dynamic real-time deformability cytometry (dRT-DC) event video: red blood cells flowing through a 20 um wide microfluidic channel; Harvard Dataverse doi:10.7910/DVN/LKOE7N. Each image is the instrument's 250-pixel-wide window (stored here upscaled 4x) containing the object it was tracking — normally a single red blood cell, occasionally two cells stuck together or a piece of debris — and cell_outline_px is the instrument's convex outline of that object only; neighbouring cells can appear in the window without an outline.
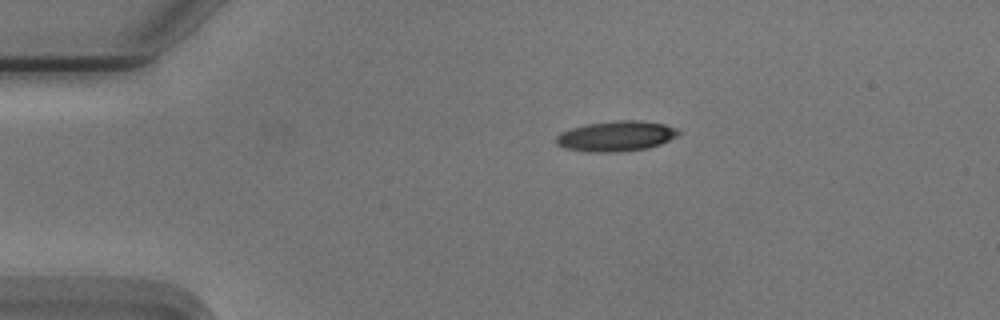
{"species": "Egyptian fruit bat (a non-hibernating species)", "species_latin": "Rousettus aegyptiacus", "temperature_condition": "cold", "stored_images_in_passage": 35, "camera_frame_rate_fps": 3000, "um_per_image_px": 0.085, "animal": {"sex": "male"}, "frame": {"image": 1, "passage_image": 1, "time_ms": 0.0, "image_size_px": [1000, 320], "cell_outline_px": [[684, 132], [660, 144], [648, 148], [620, 152], [588, 152], [564, 148], [556, 144], [556, 136], [560, 132], [572, 128], [588, 124], [612, 120], [640, 120], [664, 124], [676, 128]], "centroid_in_image_um": [52.38, 11.57], "position_along_channel_um": 32.6, "area_um2": 21.79}}
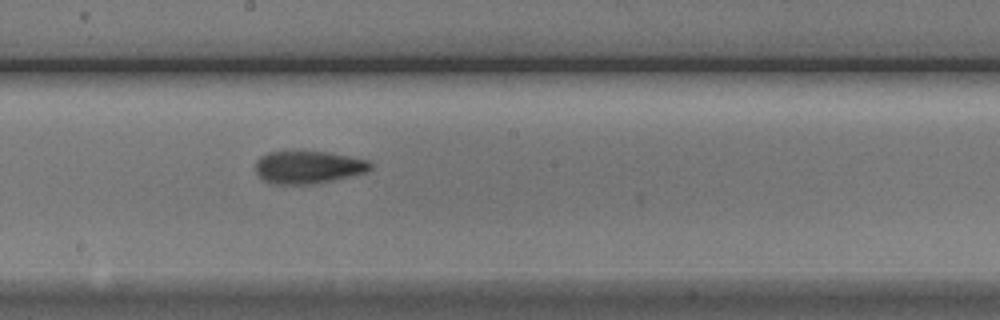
{"frame": {"image": 2, "passage_image": 20, "time_ms": 6.333, "image_size_px": [1000, 320], "cell_outline_px": [[372, 168], [368, 172], [332, 180], [308, 184], [272, 184], [264, 180], [256, 172], [256, 160], [260, 156], [268, 152], [300, 148], [328, 152], [368, 160], [372, 164]], "centroid_in_image_um": [26.17, 14.16], "position_along_channel_um": 222.0, "area_um2": 22.54}}
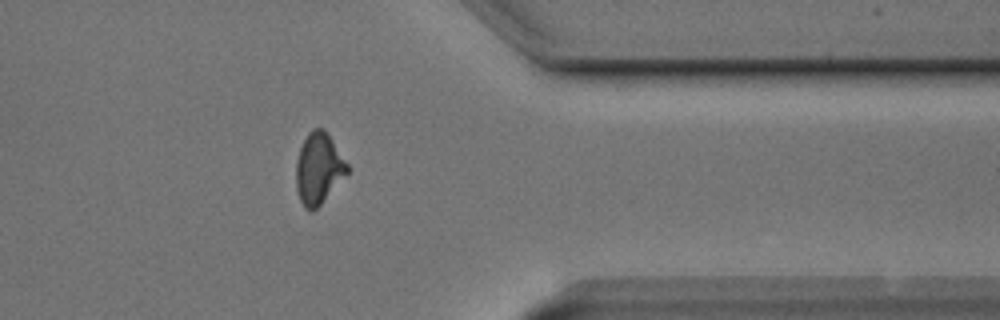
{"frame": {"image": 3, "passage_image": 34, "time_ms": 11.0, "image_size_px": [1000, 320], "cell_outline_px": [[348, 172], [320, 204], [312, 212], [304, 208], [300, 200], [296, 188], [296, 160], [300, 148], [308, 132], [312, 128], [324, 128], [348, 164]], "centroid_in_image_um": [27.06, 14.31], "position_along_channel_um": 384.3, "area_um2": 20.98}}